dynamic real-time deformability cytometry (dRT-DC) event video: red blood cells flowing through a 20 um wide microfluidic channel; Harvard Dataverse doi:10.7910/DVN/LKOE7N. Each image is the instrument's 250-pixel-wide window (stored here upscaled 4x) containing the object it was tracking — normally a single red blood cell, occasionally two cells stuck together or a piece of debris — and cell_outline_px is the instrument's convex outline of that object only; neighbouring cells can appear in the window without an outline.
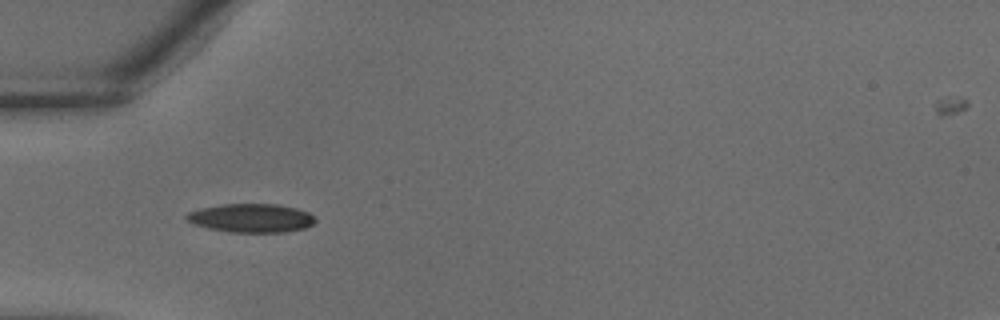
{"species": "common noctule bat (a hibernating species)", "species_latin": "Nyctalus noctula", "temperature_condition": "warm", "stored_images_in_passage": 26, "camera_frame_rate_fps": 3000, "um_per_image_px": 0.085, "animal": {"sex": "male", "body_mass_g": 18.8}, "frame": {"image": 1, "passage_image": 1, "time_ms": 0.0, "image_size_px": [1000, 320], "cell_outline_px": [[316, 220], [312, 224], [304, 228], [284, 232], [232, 232], [208, 228], [192, 224], [184, 216], [188, 212], [200, 208], [224, 204], [276, 204], [296, 208], [308, 212]], "centroid_in_image_um": [21.32, 18.53], "position_along_channel_um": 63.7, "area_um2": 21.39}}
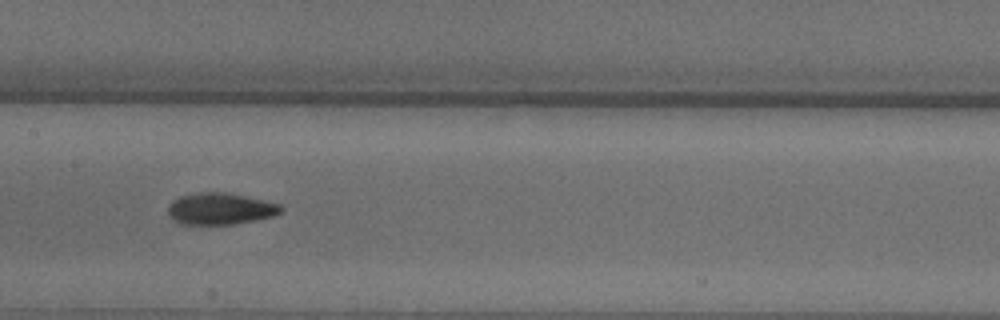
{"frame": {"image": 2, "passage_image": 8, "time_ms": 2.333, "image_size_px": [1000, 320], "cell_outline_px": [[284, 208], [280, 212], [272, 216], [232, 224], [180, 224], [168, 212], [168, 204], [180, 196], [200, 192], [228, 192], [248, 196], [280, 204]], "centroid_in_image_um": [18.73, 17.72], "position_along_channel_um": 188.7, "area_um2": 20.63}}
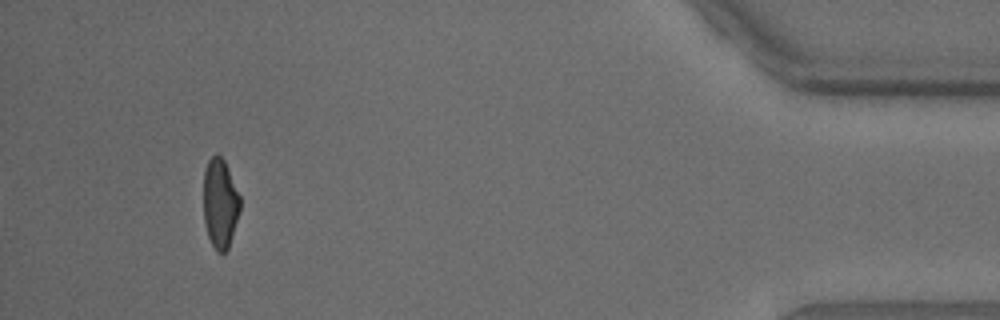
{"frame": {"image": 3, "passage_image": 24, "time_ms": 7.667, "image_size_px": [1000, 320], "cell_outline_px": [[240, 212], [228, 248], [224, 252], [216, 252], [208, 236], [204, 224], [204, 172], [208, 160], [216, 152], [224, 160], [240, 196]], "centroid_in_image_um": [18.71, 17.29], "position_along_channel_um": 416.5, "area_um2": 19.07}}